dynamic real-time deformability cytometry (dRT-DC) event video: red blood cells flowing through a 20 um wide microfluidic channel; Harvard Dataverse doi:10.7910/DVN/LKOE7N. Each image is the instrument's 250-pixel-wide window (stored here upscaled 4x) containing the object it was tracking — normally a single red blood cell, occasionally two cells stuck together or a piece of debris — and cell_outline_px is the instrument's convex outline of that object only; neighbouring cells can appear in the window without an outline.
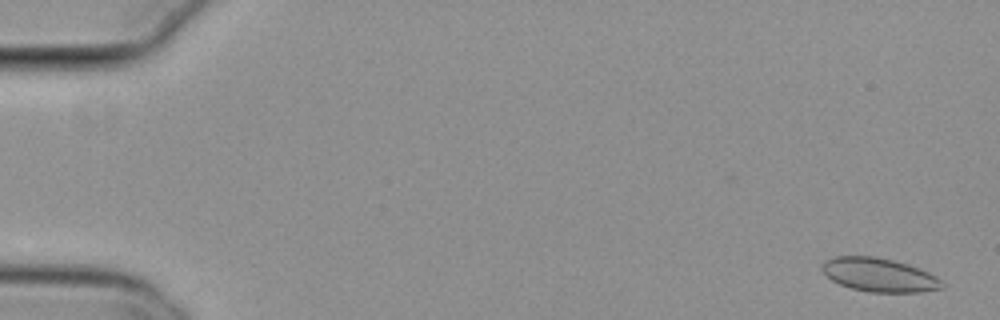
{"species": "common noctule bat (a hibernating species)", "species_latin": "Nyctalus noctula", "temperature_condition": "cold", "stored_images_in_passage": 56, "camera_frame_rate_fps": 3000, "um_per_image_px": 0.085, "animal": {"sex": "female", "body_mass_g": 29.2, "forearm_length_mm": 56.3}, "frame": {"image": 1, "passage_image": 2, "time_ms": 0.333, "image_size_px": [1000, 320], "cell_outline_px": [[944, 288], [920, 292], [868, 292], [852, 288], [840, 284], [832, 280], [820, 268], [820, 264], [824, 260], [836, 256], [876, 256], [908, 264], [920, 268], [936, 276], [944, 284]], "centroid_in_image_um": [74.72, 23.36], "position_along_channel_um": 10.3, "area_um2": 23.64}}
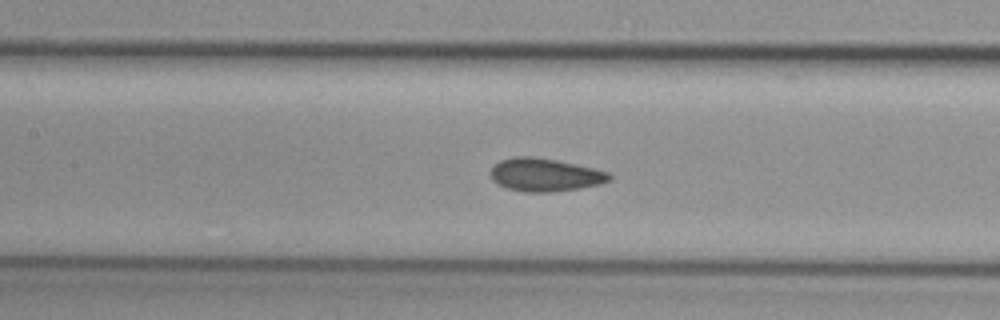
{"frame": {"image": 2, "passage_image": 26, "time_ms": 8.333, "image_size_px": [1000, 320], "cell_outline_px": [[612, 180], [600, 184], [580, 188], [552, 192], [524, 192], [508, 188], [496, 184], [492, 180], [488, 172], [500, 160], [516, 156], [532, 156], [556, 160], [576, 164], [608, 172], [612, 176]], "centroid_in_image_um": [46.3, 14.86], "position_along_channel_um": 161.1, "area_um2": 23.0}}
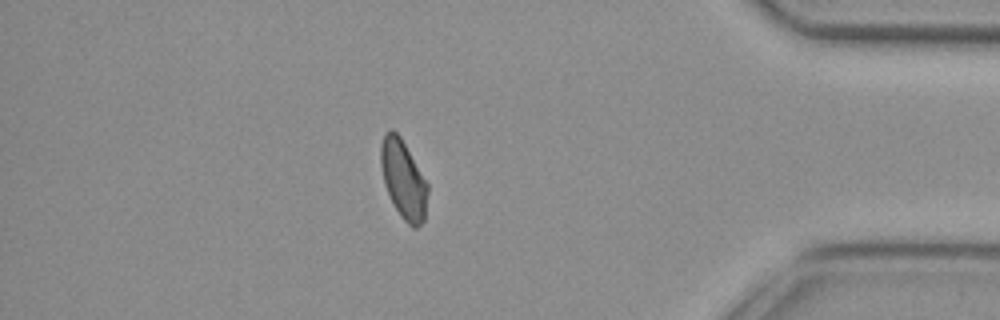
{"frame": {"image": 3, "passage_image": 48, "time_ms": 15.667, "image_size_px": [1000, 320], "cell_outline_px": [[428, 192], [424, 220], [416, 228], [412, 228], [400, 216], [384, 184], [380, 164], [380, 144], [384, 132], [392, 128], [400, 136], [428, 184]], "centroid_in_image_um": [34.27, 15.23], "position_along_channel_um": 400.9, "area_um2": 21.39}, "authors_computed_cell_mechanics": {"area_um2": 22.3686, "velocity_mm_per_s": 3.775, "shape_relaxation_time_tau1_ms": null, "shape_relaxation_time_tau2_ms": 1.5417, "deformation_change_tau1": null, "deformation_change_tau2": 0.0481}}